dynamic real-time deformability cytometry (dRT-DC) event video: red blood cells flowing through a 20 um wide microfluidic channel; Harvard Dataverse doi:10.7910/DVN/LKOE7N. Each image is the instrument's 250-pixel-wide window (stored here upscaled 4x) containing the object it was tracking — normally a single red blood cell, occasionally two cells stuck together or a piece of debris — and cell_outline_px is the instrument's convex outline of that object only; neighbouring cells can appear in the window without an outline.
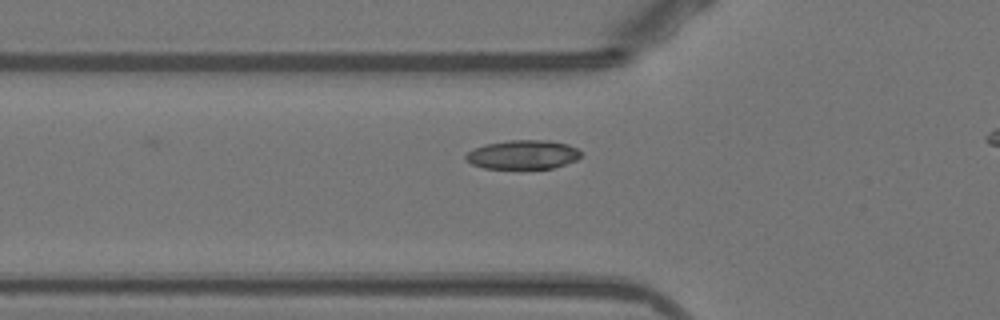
{"species": "Egyptian fruit bat (a non-hibernating species)", "species_latin": "Rousettus aegyptiacus", "temperature_condition": "warm", "stored_images_in_passage": 31, "camera_frame_rate_fps": 3000, "um_per_image_px": 0.085, "animal": {"sex": "female"}, "frame": {"image": 1, "passage_image": 3, "time_ms": 0.667, "image_size_px": [1000, 320], "cell_outline_px": [[580, 156], [576, 160], [552, 168], [484, 168], [472, 164], [464, 156], [468, 152], [484, 144], [508, 140], [548, 140], [568, 144], [576, 148], [580, 152]], "centroid_in_image_um": [44.44, 13.13], "position_along_channel_um": 81.4, "area_um2": 19.25}}
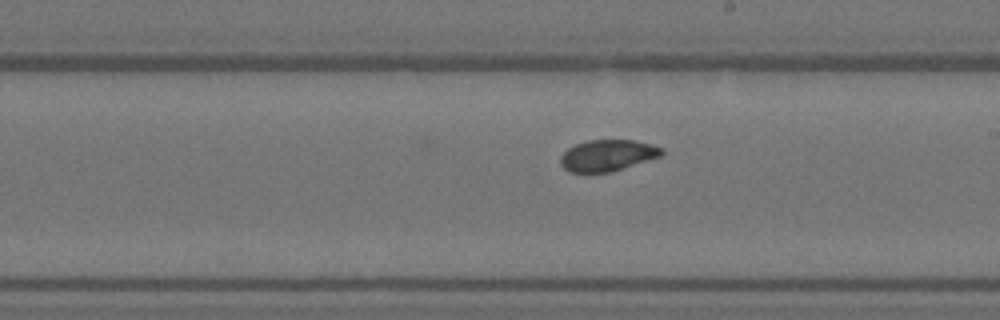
{"frame": {"image": 2, "passage_image": 15, "time_ms": 4.667, "image_size_px": [1000, 320], "cell_outline_px": [[664, 152], [660, 156], [612, 172], [568, 172], [560, 164], [560, 156], [568, 148], [576, 144], [588, 140], [636, 140], [652, 144], [664, 148]], "centroid_in_image_um": [51.64, 13.2], "position_along_channel_um": 237.4, "area_um2": 18.55}}
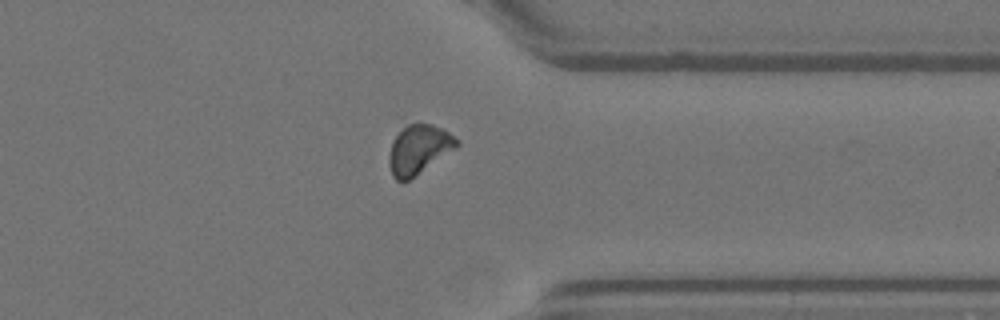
{"frame": {"image": 3, "passage_image": 26, "time_ms": 8.333, "image_size_px": [1000, 320], "cell_outline_px": [[460, 144], [456, 148], [408, 180], [396, 180], [392, 176], [388, 164], [388, 156], [392, 144], [396, 136], [408, 124], [432, 124], [444, 128], [460, 140]], "centroid_in_image_um": [35.62, 12.69], "position_along_channel_um": 375.8, "area_um2": 19.19}, "authors_computed_cell_mechanics": {"area_um2": 19.1318, "velocity_mm_per_s": 3.8919, "shape_relaxation_time_tau1_ms": 7.9532, "shape_relaxation_time_tau2_ms": 4.395, "deformation_change_tau1": 0.1238, "deformation_change_tau2": 0.0838}}